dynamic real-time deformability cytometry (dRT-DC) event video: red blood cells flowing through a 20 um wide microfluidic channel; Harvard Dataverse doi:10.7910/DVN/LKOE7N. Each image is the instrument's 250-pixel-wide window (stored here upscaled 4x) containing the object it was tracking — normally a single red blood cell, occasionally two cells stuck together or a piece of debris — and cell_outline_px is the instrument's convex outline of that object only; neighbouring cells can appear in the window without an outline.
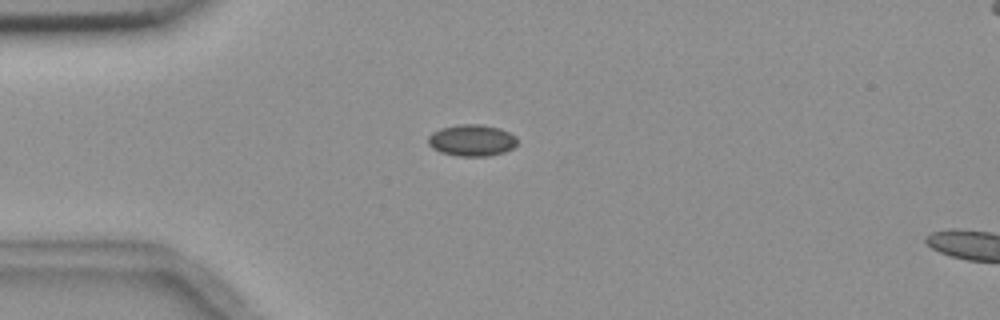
{"species": "common noctule bat (a hibernating species)", "species_latin": "Nyctalus noctula", "temperature_condition": "room temperature", "stored_images_in_passage": 5, "camera_frame_rate_fps": 3000, "um_per_image_px": 0.085, "animal": {"sex": "female", "body_mass_g": 18.4}, "frame": {"image": 1, "passage_image": 4, "time_ms": 3.333, "image_size_px": [1000, 320], "cell_outline_px": [[516, 144], [512, 148], [504, 152], [488, 156], [460, 156], [440, 152], [432, 148], [428, 144], [428, 136], [432, 132], [440, 128], [460, 124], [480, 124], [500, 128], [516, 136]], "centroid_in_image_um": [40.08, 11.92], "position_along_channel_um": 44.9, "area_um2": 16.42}}
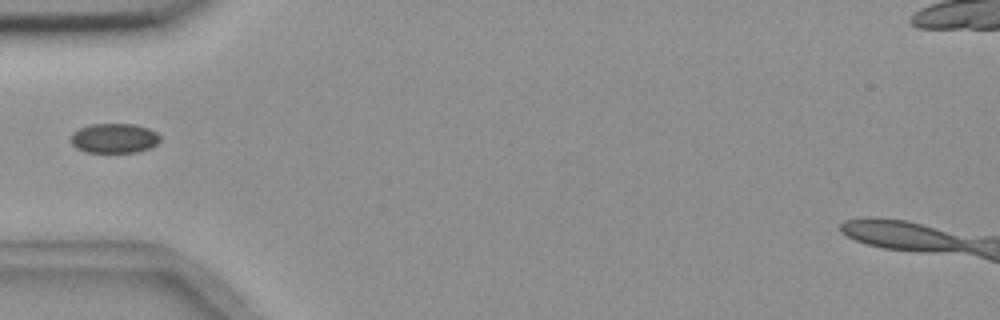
{"frame": {"image": 2, "passage_image": 5, "time_ms": 4.667, "image_size_px": [1000, 320], "cell_outline_px": [[160, 140], [156, 144], [148, 148], [136, 152], [88, 152], [76, 148], [72, 144], [72, 132], [80, 128], [92, 124], [132, 124], [148, 128], [156, 132], [160, 136]], "centroid_in_image_um": [9.71, 11.74], "position_along_channel_um": 75.3, "area_um2": 15.26}}